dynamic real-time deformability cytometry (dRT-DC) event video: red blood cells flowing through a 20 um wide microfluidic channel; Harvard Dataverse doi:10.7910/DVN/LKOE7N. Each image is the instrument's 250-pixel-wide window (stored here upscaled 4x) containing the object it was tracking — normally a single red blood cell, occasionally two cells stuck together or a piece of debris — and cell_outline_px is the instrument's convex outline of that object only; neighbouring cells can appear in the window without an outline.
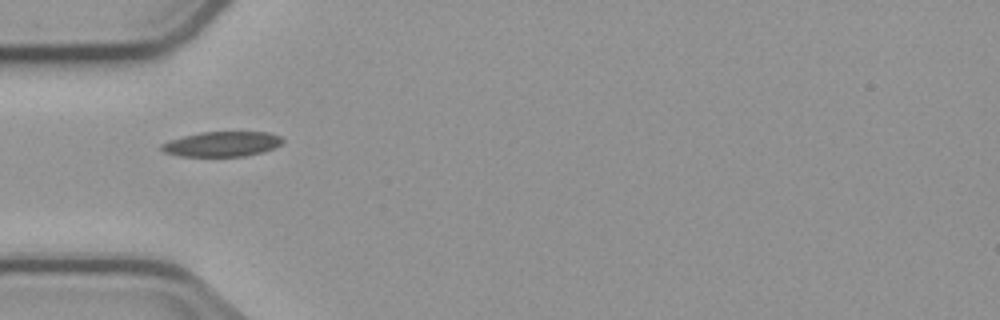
{"species": "common noctule bat (a hibernating species)", "species_latin": "Nyctalus noctula", "temperature_condition": "cold", "stored_images_in_passage": 3, "camera_frame_rate_fps": 3000, "um_per_image_px": 0.085, "animal": {"sex": "male", "body_mass_g": 23.1, "forearm_length_mm": 52.7}, "frame": {"image": 1, "passage_image": 1, "time_ms": 0.0, "image_size_px": [1000, 320], "cell_outline_px": [[284, 140], [280, 144], [264, 152], [244, 156], [180, 156], [164, 152], [160, 148], [160, 144], [168, 140], [200, 132], [268, 132], [280, 136]], "centroid_in_image_um": [18.84, 12.24], "position_along_channel_um": 66.2, "area_um2": 17.63}}
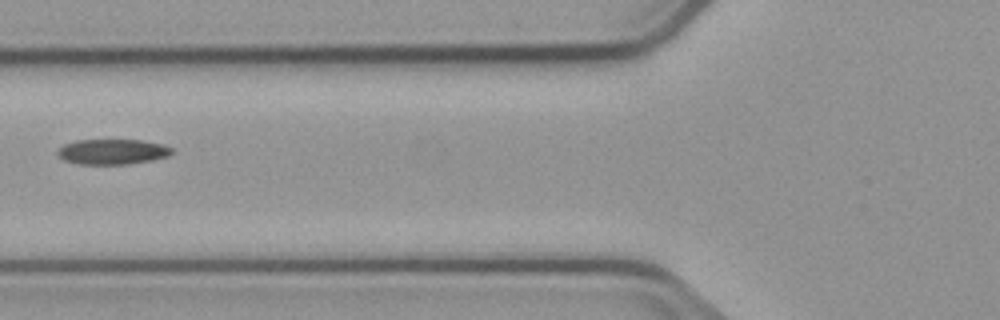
{"frame": {"image": 2, "passage_image": 2, "time_ms": 1.333, "image_size_px": [1000, 320], "cell_outline_px": [[172, 152], [168, 156], [152, 160], [128, 164], [80, 164], [64, 160], [56, 152], [64, 144], [76, 140], [140, 140], [164, 144], [172, 148]], "centroid_in_image_um": [9.57, 12.89], "position_along_channel_um": 116.2, "area_um2": 16.76}}
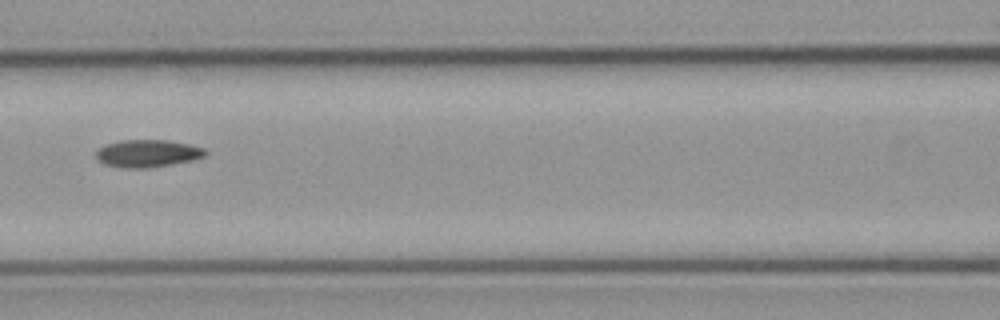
{"frame": {"image": 3, "passage_image": 3, "time_ms": 2.333, "image_size_px": [1000, 320], "cell_outline_px": [[208, 152], [204, 156], [192, 160], [172, 164], [148, 168], [120, 168], [104, 164], [96, 160], [96, 152], [104, 144], [120, 140], [168, 140], [188, 144], [204, 148]], "centroid_in_image_um": [12.5, 13.04], "position_along_channel_um": 154.1, "area_um2": 17.63}}